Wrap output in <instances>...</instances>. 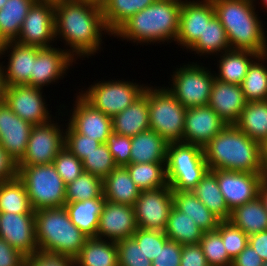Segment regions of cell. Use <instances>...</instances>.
<instances>
[{"mask_svg":"<svg viewBox=\"0 0 267 266\" xmlns=\"http://www.w3.org/2000/svg\"><path fill=\"white\" fill-rule=\"evenodd\" d=\"M173 206L193 220L203 232L215 231L221 221L192 191H173Z\"/></svg>","mask_w":267,"mask_h":266,"instance_id":"29","label":"cell"},{"mask_svg":"<svg viewBox=\"0 0 267 266\" xmlns=\"http://www.w3.org/2000/svg\"><path fill=\"white\" fill-rule=\"evenodd\" d=\"M0 213H35L25 185L18 177L0 182Z\"/></svg>","mask_w":267,"mask_h":266,"instance_id":"40","label":"cell"},{"mask_svg":"<svg viewBox=\"0 0 267 266\" xmlns=\"http://www.w3.org/2000/svg\"><path fill=\"white\" fill-rule=\"evenodd\" d=\"M248 243L256 250L263 262L267 261V230L249 235Z\"/></svg>","mask_w":267,"mask_h":266,"instance_id":"57","label":"cell"},{"mask_svg":"<svg viewBox=\"0 0 267 266\" xmlns=\"http://www.w3.org/2000/svg\"><path fill=\"white\" fill-rule=\"evenodd\" d=\"M180 266H208L199 244L182 245Z\"/></svg>","mask_w":267,"mask_h":266,"instance_id":"53","label":"cell"},{"mask_svg":"<svg viewBox=\"0 0 267 266\" xmlns=\"http://www.w3.org/2000/svg\"><path fill=\"white\" fill-rule=\"evenodd\" d=\"M214 16L212 0H182L179 33L175 44L188 51L200 35H203L206 23Z\"/></svg>","mask_w":267,"mask_h":266,"instance_id":"19","label":"cell"},{"mask_svg":"<svg viewBox=\"0 0 267 266\" xmlns=\"http://www.w3.org/2000/svg\"><path fill=\"white\" fill-rule=\"evenodd\" d=\"M137 229L133 206L105 201L96 238L117 242L132 238Z\"/></svg>","mask_w":267,"mask_h":266,"instance_id":"21","label":"cell"},{"mask_svg":"<svg viewBox=\"0 0 267 266\" xmlns=\"http://www.w3.org/2000/svg\"><path fill=\"white\" fill-rule=\"evenodd\" d=\"M105 198L65 203L71 222L89 238L96 237Z\"/></svg>","mask_w":267,"mask_h":266,"instance_id":"30","label":"cell"},{"mask_svg":"<svg viewBox=\"0 0 267 266\" xmlns=\"http://www.w3.org/2000/svg\"><path fill=\"white\" fill-rule=\"evenodd\" d=\"M0 238L25 257L38 251L35 213H0Z\"/></svg>","mask_w":267,"mask_h":266,"instance_id":"20","label":"cell"},{"mask_svg":"<svg viewBox=\"0 0 267 266\" xmlns=\"http://www.w3.org/2000/svg\"><path fill=\"white\" fill-rule=\"evenodd\" d=\"M230 44L226 35V31L219 21V19L214 16L205 25V30L203 35L197 39V41L188 49V52H194L192 54H198L197 56L207 57L211 59L212 56L216 57L225 51L230 50Z\"/></svg>","mask_w":267,"mask_h":266,"instance_id":"32","label":"cell"},{"mask_svg":"<svg viewBox=\"0 0 267 266\" xmlns=\"http://www.w3.org/2000/svg\"><path fill=\"white\" fill-rule=\"evenodd\" d=\"M83 170L96 175L102 179L117 167L112 154L106 143H101L94 151L88 154L83 160Z\"/></svg>","mask_w":267,"mask_h":266,"instance_id":"44","label":"cell"},{"mask_svg":"<svg viewBox=\"0 0 267 266\" xmlns=\"http://www.w3.org/2000/svg\"><path fill=\"white\" fill-rule=\"evenodd\" d=\"M257 0H212L231 49L267 53V31L256 10ZM256 10V11H255Z\"/></svg>","mask_w":267,"mask_h":266,"instance_id":"3","label":"cell"},{"mask_svg":"<svg viewBox=\"0 0 267 266\" xmlns=\"http://www.w3.org/2000/svg\"><path fill=\"white\" fill-rule=\"evenodd\" d=\"M216 231L221 235L228 256L233 260L248 245L249 236L230 221H220Z\"/></svg>","mask_w":267,"mask_h":266,"instance_id":"45","label":"cell"},{"mask_svg":"<svg viewBox=\"0 0 267 266\" xmlns=\"http://www.w3.org/2000/svg\"><path fill=\"white\" fill-rule=\"evenodd\" d=\"M7 87L8 85L4 77V71L0 65V103L5 102Z\"/></svg>","mask_w":267,"mask_h":266,"instance_id":"58","label":"cell"},{"mask_svg":"<svg viewBox=\"0 0 267 266\" xmlns=\"http://www.w3.org/2000/svg\"><path fill=\"white\" fill-rule=\"evenodd\" d=\"M259 198L261 199L264 208L267 212V179H265L260 186L259 189V194H258Z\"/></svg>","mask_w":267,"mask_h":266,"instance_id":"59","label":"cell"},{"mask_svg":"<svg viewBox=\"0 0 267 266\" xmlns=\"http://www.w3.org/2000/svg\"><path fill=\"white\" fill-rule=\"evenodd\" d=\"M181 6L182 0H156L131 16L112 36L137 45L156 46L175 42L179 33Z\"/></svg>","mask_w":267,"mask_h":266,"instance_id":"2","label":"cell"},{"mask_svg":"<svg viewBox=\"0 0 267 266\" xmlns=\"http://www.w3.org/2000/svg\"><path fill=\"white\" fill-rule=\"evenodd\" d=\"M74 64L78 63L63 48L54 46L41 48L34 61L31 86L44 89L50 87L51 84L59 83L58 81L63 80L72 70L71 67L74 69Z\"/></svg>","mask_w":267,"mask_h":266,"instance_id":"17","label":"cell"},{"mask_svg":"<svg viewBox=\"0 0 267 266\" xmlns=\"http://www.w3.org/2000/svg\"><path fill=\"white\" fill-rule=\"evenodd\" d=\"M262 266H267V261L266 262H263V265Z\"/></svg>","mask_w":267,"mask_h":266,"instance_id":"63","label":"cell"},{"mask_svg":"<svg viewBox=\"0 0 267 266\" xmlns=\"http://www.w3.org/2000/svg\"><path fill=\"white\" fill-rule=\"evenodd\" d=\"M117 166L125 167L131 158V137L112 132L106 142Z\"/></svg>","mask_w":267,"mask_h":266,"instance_id":"50","label":"cell"},{"mask_svg":"<svg viewBox=\"0 0 267 266\" xmlns=\"http://www.w3.org/2000/svg\"><path fill=\"white\" fill-rule=\"evenodd\" d=\"M177 66L172 70L173 72H170L169 85L165 86L168 91L186 109L208 105L215 80L212 69L203 66L201 62L183 63L179 68Z\"/></svg>","mask_w":267,"mask_h":266,"instance_id":"9","label":"cell"},{"mask_svg":"<svg viewBox=\"0 0 267 266\" xmlns=\"http://www.w3.org/2000/svg\"><path fill=\"white\" fill-rule=\"evenodd\" d=\"M37 0H8L0 9V44L15 41L32 5Z\"/></svg>","mask_w":267,"mask_h":266,"instance_id":"34","label":"cell"},{"mask_svg":"<svg viewBox=\"0 0 267 266\" xmlns=\"http://www.w3.org/2000/svg\"><path fill=\"white\" fill-rule=\"evenodd\" d=\"M140 190L131 179L126 167H115L103 179V196L112 203L134 206Z\"/></svg>","mask_w":267,"mask_h":266,"instance_id":"27","label":"cell"},{"mask_svg":"<svg viewBox=\"0 0 267 266\" xmlns=\"http://www.w3.org/2000/svg\"><path fill=\"white\" fill-rule=\"evenodd\" d=\"M267 53L259 55L248 68L241 84L247 102L267 100Z\"/></svg>","mask_w":267,"mask_h":266,"instance_id":"41","label":"cell"},{"mask_svg":"<svg viewBox=\"0 0 267 266\" xmlns=\"http://www.w3.org/2000/svg\"><path fill=\"white\" fill-rule=\"evenodd\" d=\"M119 266H152L133 238H126L116 242Z\"/></svg>","mask_w":267,"mask_h":266,"instance_id":"46","label":"cell"},{"mask_svg":"<svg viewBox=\"0 0 267 266\" xmlns=\"http://www.w3.org/2000/svg\"><path fill=\"white\" fill-rule=\"evenodd\" d=\"M112 128L114 133L129 137L150 129L148 84L139 98L112 117Z\"/></svg>","mask_w":267,"mask_h":266,"instance_id":"25","label":"cell"},{"mask_svg":"<svg viewBox=\"0 0 267 266\" xmlns=\"http://www.w3.org/2000/svg\"><path fill=\"white\" fill-rule=\"evenodd\" d=\"M8 0H0V9L5 5Z\"/></svg>","mask_w":267,"mask_h":266,"instance_id":"62","label":"cell"},{"mask_svg":"<svg viewBox=\"0 0 267 266\" xmlns=\"http://www.w3.org/2000/svg\"><path fill=\"white\" fill-rule=\"evenodd\" d=\"M97 81V82H96ZM124 79L95 80L78 93L94 108L101 110L109 117H113L130 106L143 92L146 84Z\"/></svg>","mask_w":267,"mask_h":266,"instance_id":"10","label":"cell"},{"mask_svg":"<svg viewBox=\"0 0 267 266\" xmlns=\"http://www.w3.org/2000/svg\"><path fill=\"white\" fill-rule=\"evenodd\" d=\"M164 233L182 245L199 244L203 231L186 214L172 207Z\"/></svg>","mask_w":267,"mask_h":266,"instance_id":"38","label":"cell"},{"mask_svg":"<svg viewBox=\"0 0 267 266\" xmlns=\"http://www.w3.org/2000/svg\"><path fill=\"white\" fill-rule=\"evenodd\" d=\"M156 0H100L107 29L113 34L131 16Z\"/></svg>","mask_w":267,"mask_h":266,"instance_id":"36","label":"cell"},{"mask_svg":"<svg viewBox=\"0 0 267 266\" xmlns=\"http://www.w3.org/2000/svg\"><path fill=\"white\" fill-rule=\"evenodd\" d=\"M132 238L138 243L145 256L153 261L165 242L168 240L164 231H154L138 228L132 235Z\"/></svg>","mask_w":267,"mask_h":266,"instance_id":"49","label":"cell"},{"mask_svg":"<svg viewBox=\"0 0 267 266\" xmlns=\"http://www.w3.org/2000/svg\"><path fill=\"white\" fill-rule=\"evenodd\" d=\"M73 106L68 111L64 104H60L62 110L66 108L64 117L68 116L67 123L77 132L89 138L97 140L101 143H106L108 136L113 132L112 118L104 114L101 110L94 108L88 103L78 92ZM70 114H69V113ZM69 114V115H68Z\"/></svg>","mask_w":267,"mask_h":266,"instance_id":"14","label":"cell"},{"mask_svg":"<svg viewBox=\"0 0 267 266\" xmlns=\"http://www.w3.org/2000/svg\"><path fill=\"white\" fill-rule=\"evenodd\" d=\"M154 86L148 85L150 129L168 143L183 142L187 109L163 84Z\"/></svg>","mask_w":267,"mask_h":266,"instance_id":"8","label":"cell"},{"mask_svg":"<svg viewBox=\"0 0 267 266\" xmlns=\"http://www.w3.org/2000/svg\"><path fill=\"white\" fill-rule=\"evenodd\" d=\"M262 151V167L264 176L267 179V139L261 144Z\"/></svg>","mask_w":267,"mask_h":266,"instance_id":"60","label":"cell"},{"mask_svg":"<svg viewBox=\"0 0 267 266\" xmlns=\"http://www.w3.org/2000/svg\"><path fill=\"white\" fill-rule=\"evenodd\" d=\"M259 54L247 50L230 49L217 55V72L213 73L215 79L222 82L241 85L245 78L248 68Z\"/></svg>","mask_w":267,"mask_h":266,"instance_id":"26","label":"cell"},{"mask_svg":"<svg viewBox=\"0 0 267 266\" xmlns=\"http://www.w3.org/2000/svg\"><path fill=\"white\" fill-rule=\"evenodd\" d=\"M191 191L221 221L229 219L231 211L220 191L217 177L210 170Z\"/></svg>","mask_w":267,"mask_h":266,"instance_id":"37","label":"cell"},{"mask_svg":"<svg viewBox=\"0 0 267 266\" xmlns=\"http://www.w3.org/2000/svg\"><path fill=\"white\" fill-rule=\"evenodd\" d=\"M100 144L101 142L91 139L89 136L77 133L68 123H66L64 146L79 160L82 161Z\"/></svg>","mask_w":267,"mask_h":266,"instance_id":"48","label":"cell"},{"mask_svg":"<svg viewBox=\"0 0 267 266\" xmlns=\"http://www.w3.org/2000/svg\"><path fill=\"white\" fill-rule=\"evenodd\" d=\"M216 177L220 191L230 211L258 197L264 173L230 170H210Z\"/></svg>","mask_w":267,"mask_h":266,"instance_id":"16","label":"cell"},{"mask_svg":"<svg viewBox=\"0 0 267 266\" xmlns=\"http://www.w3.org/2000/svg\"><path fill=\"white\" fill-rule=\"evenodd\" d=\"M45 1H53V2H55V1H59V0H45Z\"/></svg>","mask_w":267,"mask_h":266,"instance_id":"64","label":"cell"},{"mask_svg":"<svg viewBox=\"0 0 267 266\" xmlns=\"http://www.w3.org/2000/svg\"><path fill=\"white\" fill-rule=\"evenodd\" d=\"M226 125L209 105L188 108L185 115L183 142L203 148Z\"/></svg>","mask_w":267,"mask_h":266,"instance_id":"22","label":"cell"},{"mask_svg":"<svg viewBox=\"0 0 267 266\" xmlns=\"http://www.w3.org/2000/svg\"><path fill=\"white\" fill-rule=\"evenodd\" d=\"M24 266H75V261L69 256L38 250L25 257Z\"/></svg>","mask_w":267,"mask_h":266,"instance_id":"51","label":"cell"},{"mask_svg":"<svg viewBox=\"0 0 267 266\" xmlns=\"http://www.w3.org/2000/svg\"><path fill=\"white\" fill-rule=\"evenodd\" d=\"M42 88L30 85L8 86L5 103L24 121L34 125L45 124L55 118L49 111L47 97ZM45 97V98H44Z\"/></svg>","mask_w":267,"mask_h":266,"instance_id":"15","label":"cell"},{"mask_svg":"<svg viewBox=\"0 0 267 266\" xmlns=\"http://www.w3.org/2000/svg\"><path fill=\"white\" fill-rule=\"evenodd\" d=\"M25 256L0 238V266H24Z\"/></svg>","mask_w":267,"mask_h":266,"instance_id":"54","label":"cell"},{"mask_svg":"<svg viewBox=\"0 0 267 266\" xmlns=\"http://www.w3.org/2000/svg\"><path fill=\"white\" fill-rule=\"evenodd\" d=\"M246 103L241 85L214 80L208 105L227 125L238 122Z\"/></svg>","mask_w":267,"mask_h":266,"instance_id":"24","label":"cell"},{"mask_svg":"<svg viewBox=\"0 0 267 266\" xmlns=\"http://www.w3.org/2000/svg\"><path fill=\"white\" fill-rule=\"evenodd\" d=\"M57 110L55 113L57 115L59 112L58 117L55 116V118L45 124L32 127L25 154L17 162L18 165L51 164L57 154L63 149L66 123L65 126L60 124L59 119L63 122L65 120L61 117L59 118V116H64V111L62 112L61 108H57Z\"/></svg>","mask_w":267,"mask_h":266,"instance_id":"11","label":"cell"},{"mask_svg":"<svg viewBox=\"0 0 267 266\" xmlns=\"http://www.w3.org/2000/svg\"><path fill=\"white\" fill-rule=\"evenodd\" d=\"M74 261L75 266H119L116 242L88 238Z\"/></svg>","mask_w":267,"mask_h":266,"instance_id":"31","label":"cell"},{"mask_svg":"<svg viewBox=\"0 0 267 266\" xmlns=\"http://www.w3.org/2000/svg\"><path fill=\"white\" fill-rule=\"evenodd\" d=\"M263 260L256 250L248 243L244 250L236 256L231 266H262Z\"/></svg>","mask_w":267,"mask_h":266,"instance_id":"56","label":"cell"},{"mask_svg":"<svg viewBox=\"0 0 267 266\" xmlns=\"http://www.w3.org/2000/svg\"><path fill=\"white\" fill-rule=\"evenodd\" d=\"M54 6L55 37L64 50L76 61L103 51L105 36L113 34L105 25L100 0H59Z\"/></svg>","mask_w":267,"mask_h":266,"instance_id":"1","label":"cell"},{"mask_svg":"<svg viewBox=\"0 0 267 266\" xmlns=\"http://www.w3.org/2000/svg\"><path fill=\"white\" fill-rule=\"evenodd\" d=\"M35 230L40 251L73 259L89 238L71 222L65 207L35 211Z\"/></svg>","mask_w":267,"mask_h":266,"instance_id":"5","label":"cell"},{"mask_svg":"<svg viewBox=\"0 0 267 266\" xmlns=\"http://www.w3.org/2000/svg\"><path fill=\"white\" fill-rule=\"evenodd\" d=\"M66 203L104 198L103 179L88 172L76 178L66 185Z\"/></svg>","mask_w":267,"mask_h":266,"instance_id":"42","label":"cell"},{"mask_svg":"<svg viewBox=\"0 0 267 266\" xmlns=\"http://www.w3.org/2000/svg\"><path fill=\"white\" fill-rule=\"evenodd\" d=\"M235 125L262 144L267 139V100L247 102Z\"/></svg>","mask_w":267,"mask_h":266,"instance_id":"35","label":"cell"},{"mask_svg":"<svg viewBox=\"0 0 267 266\" xmlns=\"http://www.w3.org/2000/svg\"><path fill=\"white\" fill-rule=\"evenodd\" d=\"M18 178L25 185L34 211L65 206L66 184L53 163L18 165Z\"/></svg>","mask_w":267,"mask_h":266,"instance_id":"7","label":"cell"},{"mask_svg":"<svg viewBox=\"0 0 267 266\" xmlns=\"http://www.w3.org/2000/svg\"><path fill=\"white\" fill-rule=\"evenodd\" d=\"M209 171L201 146L185 142L168 143L166 174L172 191H191Z\"/></svg>","mask_w":267,"mask_h":266,"instance_id":"6","label":"cell"},{"mask_svg":"<svg viewBox=\"0 0 267 266\" xmlns=\"http://www.w3.org/2000/svg\"><path fill=\"white\" fill-rule=\"evenodd\" d=\"M15 41L23 45L40 48L57 46L53 1L37 0L32 5Z\"/></svg>","mask_w":267,"mask_h":266,"instance_id":"12","label":"cell"},{"mask_svg":"<svg viewBox=\"0 0 267 266\" xmlns=\"http://www.w3.org/2000/svg\"><path fill=\"white\" fill-rule=\"evenodd\" d=\"M18 177V163L0 145V182Z\"/></svg>","mask_w":267,"mask_h":266,"instance_id":"55","label":"cell"},{"mask_svg":"<svg viewBox=\"0 0 267 266\" xmlns=\"http://www.w3.org/2000/svg\"><path fill=\"white\" fill-rule=\"evenodd\" d=\"M168 142L149 129L131 137L130 163L166 162Z\"/></svg>","mask_w":267,"mask_h":266,"instance_id":"28","label":"cell"},{"mask_svg":"<svg viewBox=\"0 0 267 266\" xmlns=\"http://www.w3.org/2000/svg\"><path fill=\"white\" fill-rule=\"evenodd\" d=\"M259 4L262 5V7L264 6L263 8H265V10H267V0H260Z\"/></svg>","mask_w":267,"mask_h":266,"instance_id":"61","label":"cell"},{"mask_svg":"<svg viewBox=\"0 0 267 266\" xmlns=\"http://www.w3.org/2000/svg\"><path fill=\"white\" fill-rule=\"evenodd\" d=\"M52 163L66 185L73 182L84 172L82 161L65 146L57 154Z\"/></svg>","mask_w":267,"mask_h":266,"instance_id":"47","label":"cell"},{"mask_svg":"<svg viewBox=\"0 0 267 266\" xmlns=\"http://www.w3.org/2000/svg\"><path fill=\"white\" fill-rule=\"evenodd\" d=\"M32 127L5 102L0 103V145L17 162L25 154Z\"/></svg>","mask_w":267,"mask_h":266,"instance_id":"23","label":"cell"},{"mask_svg":"<svg viewBox=\"0 0 267 266\" xmlns=\"http://www.w3.org/2000/svg\"><path fill=\"white\" fill-rule=\"evenodd\" d=\"M228 221L248 236L267 230V212L259 196L232 210Z\"/></svg>","mask_w":267,"mask_h":266,"instance_id":"33","label":"cell"},{"mask_svg":"<svg viewBox=\"0 0 267 266\" xmlns=\"http://www.w3.org/2000/svg\"><path fill=\"white\" fill-rule=\"evenodd\" d=\"M125 167L140 191L168 186L166 162L129 163Z\"/></svg>","mask_w":267,"mask_h":266,"instance_id":"39","label":"cell"},{"mask_svg":"<svg viewBox=\"0 0 267 266\" xmlns=\"http://www.w3.org/2000/svg\"><path fill=\"white\" fill-rule=\"evenodd\" d=\"M203 150L209 170L264 173L261 143L249 138L236 125H226Z\"/></svg>","mask_w":267,"mask_h":266,"instance_id":"4","label":"cell"},{"mask_svg":"<svg viewBox=\"0 0 267 266\" xmlns=\"http://www.w3.org/2000/svg\"><path fill=\"white\" fill-rule=\"evenodd\" d=\"M182 244L168 239L152 261V266H180Z\"/></svg>","mask_w":267,"mask_h":266,"instance_id":"52","label":"cell"},{"mask_svg":"<svg viewBox=\"0 0 267 266\" xmlns=\"http://www.w3.org/2000/svg\"><path fill=\"white\" fill-rule=\"evenodd\" d=\"M40 49V47L23 45L16 41L0 44V59L8 57L7 63L0 61L8 86L26 84L31 86V73L33 72L35 58Z\"/></svg>","mask_w":267,"mask_h":266,"instance_id":"18","label":"cell"},{"mask_svg":"<svg viewBox=\"0 0 267 266\" xmlns=\"http://www.w3.org/2000/svg\"><path fill=\"white\" fill-rule=\"evenodd\" d=\"M133 207L138 228L164 231L173 207V191L169 185L140 191Z\"/></svg>","mask_w":267,"mask_h":266,"instance_id":"13","label":"cell"},{"mask_svg":"<svg viewBox=\"0 0 267 266\" xmlns=\"http://www.w3.org/2000/svg\"><path fill=\"white\" fill-rule=\"evenodd\" d=\"M199 245L205 255L208 266H231L232 259L224 247L221 235L215 230L203 232Z\"/></svg>","mask_w":267,"mask_h":266,"instance_id":"43","label":"cell"}]
</instances>
